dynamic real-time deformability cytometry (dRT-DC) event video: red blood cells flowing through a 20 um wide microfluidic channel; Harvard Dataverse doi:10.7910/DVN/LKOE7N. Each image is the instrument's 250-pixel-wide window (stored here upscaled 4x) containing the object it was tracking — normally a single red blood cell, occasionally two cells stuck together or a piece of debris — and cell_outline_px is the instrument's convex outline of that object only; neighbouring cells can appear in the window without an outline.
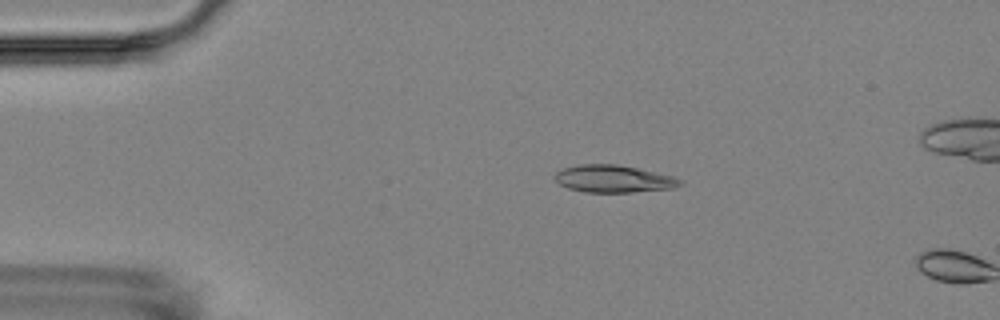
{"species": "Egyptian fruit bat (a non-hibernating species)", "species_latin": "Rousettus aegyptiacus", "temperature_condition": "room temperature", "stored_images_in_passage": 3, "camera_frame_rate_fps": 3000, "um_per_image_px": 0.085, "animal": {"sex": "female"}, "frame": {"image": 1, "passage_image": 2, "time_ms": 1.0, "image_size_px": [1000, 320], "cell_outline_px": [[684, 184], [672, 188], [632, 192], [584, 192], [568, 188], [560, 184], [552, 176], [556, 172], [564, 168], [580, 164], [616, 164], [636, 168], [672, 176], [684, 180]], "centroid_in_image_um": [52.14, 15.2], "position_along_channel_um": 32.9, "area_um2": 19.88}}